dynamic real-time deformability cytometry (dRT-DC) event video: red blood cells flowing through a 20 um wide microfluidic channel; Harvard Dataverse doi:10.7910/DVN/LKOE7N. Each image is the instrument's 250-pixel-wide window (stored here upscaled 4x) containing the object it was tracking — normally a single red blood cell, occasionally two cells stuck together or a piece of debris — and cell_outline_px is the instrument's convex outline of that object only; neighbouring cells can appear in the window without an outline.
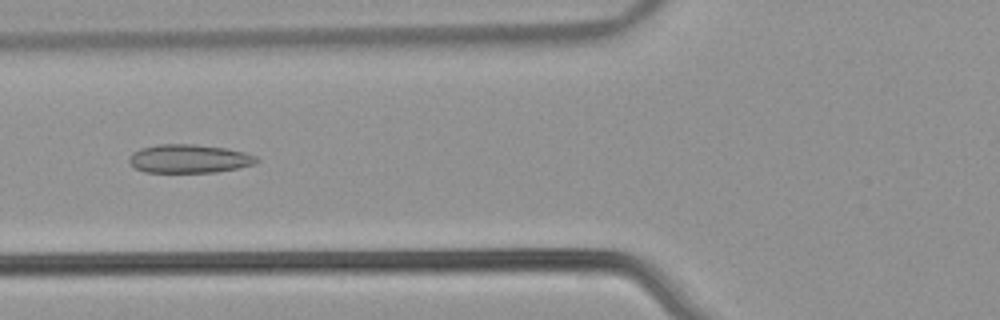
{"species": "common noctule bat (a hibernating species)", "species_latin": "Nyctalus noctula", "temperature_condition": "warm", "stored_images_in_passage": 39, "camera_frame_rate_fps": 3000, "um_per_image_px": 0.085, "animal": {"sex": "male", "body_mass_g": 21.5, "forearm_length_mm": 52.0}, "frame": {"image": 1, "passage_image": 12, "time_ms": 3.667, "image_size_px": [1000, 320], "cell_outline_px": [[260, 160], [256, 164], [216, 172], [144, 172], [136, 168], [128, 160], [132, 152], [140, 148], [156, 144], [196, 144], [228, 148], [244, 152], [256, 156]], "centroid_in_image_um": [16.09, 13.48], "position_along_channel_um": 109.7, "area_um2": 21.33}}
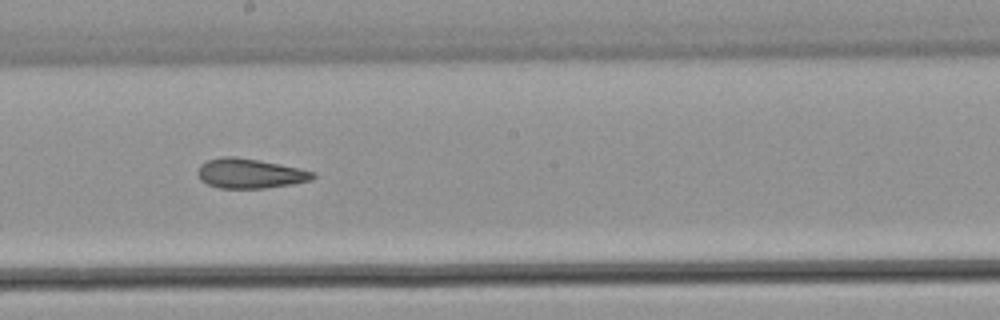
{"frame": {"image": 2, "passage_image": 21, "time_ms": 6.667, "image_size_px": [1000, 320], "cell_outline_px": [[316, 176], [312, 180], [292, 184], [264, 188], [220, 188], [208, 184], [200, 180], [196, 172], [200, 164], [208, 160], [224, 156], [236, 156], [260, 160], [300, 168], [316, 172]], "centroid_in_image_um": [21.25, 14.73], "position_along_channel_um": 227.0, "area_um2": 20.11}}
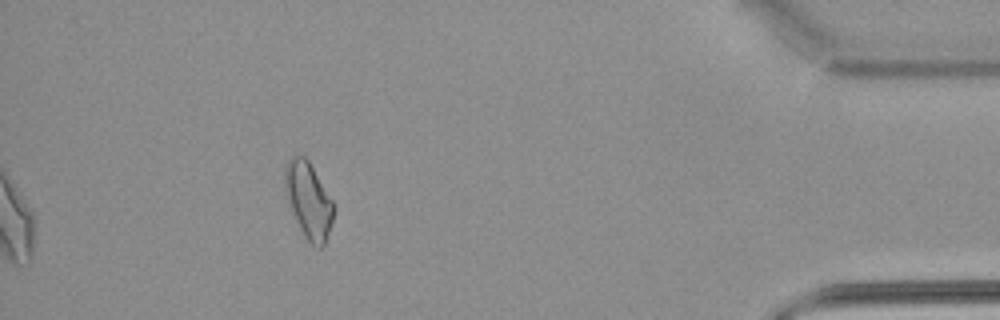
{"frame": {"image": 3, "passage_image": 39, "time_ms": 12.667, "image_size_px": [1000, 320], "cell_outline_px": [[332, 224], [324, 244], [320, 248], [316, 248], [304, 236], [296, 220], [284, 184], [284, 172], [288, 160], [292, 156], [304, 156], [308, 160], [332, 200]], "centroid_in_image_um": [26.22, 17.02], "position_along_channel_um": 409.0, "area_um2": 20.81}, "authors_computed_cell_mechanics": {"area_um2": 20.4034, "velocity_mm_per_s": 3.9141, "shape_relaxation_time_tau1_ms": null, "shape_relaxation_time_tau2_ms": 4.2823, "deformation_change_tau1": null, "deformation_change_tau2": 0.1038}}